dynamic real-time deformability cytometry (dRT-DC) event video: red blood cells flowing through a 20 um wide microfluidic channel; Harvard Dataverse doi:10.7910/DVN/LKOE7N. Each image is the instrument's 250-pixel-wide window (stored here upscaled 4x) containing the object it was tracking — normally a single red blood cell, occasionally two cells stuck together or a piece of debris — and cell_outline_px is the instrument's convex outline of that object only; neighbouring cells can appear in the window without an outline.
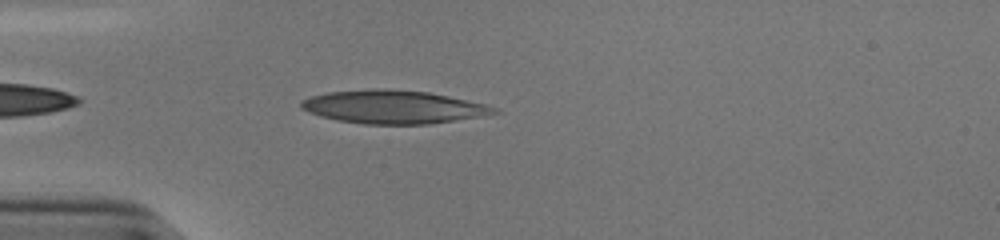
{"species": "human", "species_latin": "Homo sapiens", "temperature_condition": "cold", "stored_images_in_passage": 41, "camera_frame_rate_fps": 3000, "um_per_image_px": 0.085, "donor": {"sex": "male"}, "frame": {"image": 1, "passage_image": 3, "time_ms": 0.667, "image_size_px": [1000, 240], "cell_outline_px": [[500, 112], [428, 124], [364, 124], [340, 120], [320, 116], [300, 108], [300, 100], [312, 96], [328, 92], [372, 88], [388, 88], [428, 92], [448, 96], [484, 104], [496, 108]], "centroid_in_image_um": [33.35, 9.07], "position_along_channel_um": 51.7, "area_um2": 36.99}}
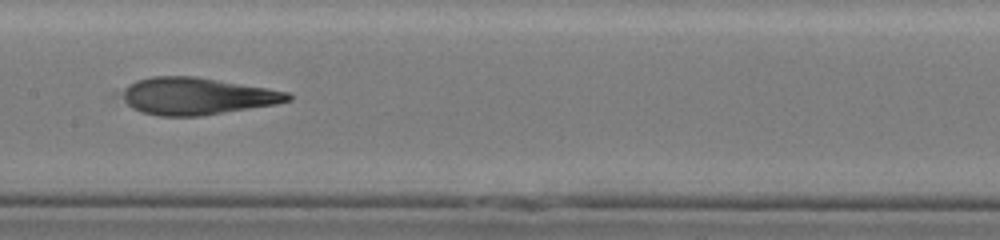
{"frame": {"image": 2, "passage_image": 15, "time_ms": 4.667, "image_size_px": [1000, 240], "cell_outline_px": [[292, 100], [276, 104], [200, 116], [160, 116], [144, 112], [132, 108], [124, 100], [124, 88], [128, 84], [136, 80], [152, 76], [196, 76], [268, 88], [288, 92], [292, 96]], "centroid_in_image_um": [16.75, 8.16], "position_along_channel_um": 190.6, "area_um2": 35.66}}
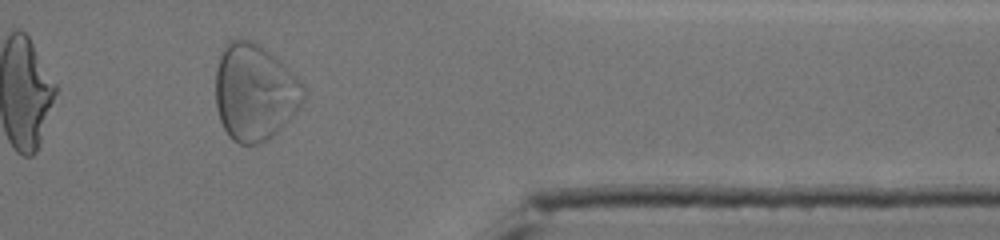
{"frame": {"image": 3, "passage_image": 32, "time_ms": 10.333, "image_size_px": [1000, 240], "cell_outline_px": [[304, 100], [300, 108], [272, 136], [260, 144], [240, 144], [232, 140], [228, 136], [220, 120], [216, 108], [216, 72], [220, 56], [228, 40], [248, 40], [260, 44], [276, 56], [300, 80], [304, 88]], "centroid_in_image_um": [21.65, 7.84], "position_along_channel_um": 389.8, "area_um2": 49.48}, "authors_computed_cell_mechanics": {"area_um2": 36.8764, "velocity_mm_per_s": 3.8122, "shape_relaxation_time_tau1_ms": 5.5788, "shape_relaxation_time_tau2_ms": 1.5638, "deformation_change_tau1": 0.2178, "deformation_change_tau2": 0.1038}}